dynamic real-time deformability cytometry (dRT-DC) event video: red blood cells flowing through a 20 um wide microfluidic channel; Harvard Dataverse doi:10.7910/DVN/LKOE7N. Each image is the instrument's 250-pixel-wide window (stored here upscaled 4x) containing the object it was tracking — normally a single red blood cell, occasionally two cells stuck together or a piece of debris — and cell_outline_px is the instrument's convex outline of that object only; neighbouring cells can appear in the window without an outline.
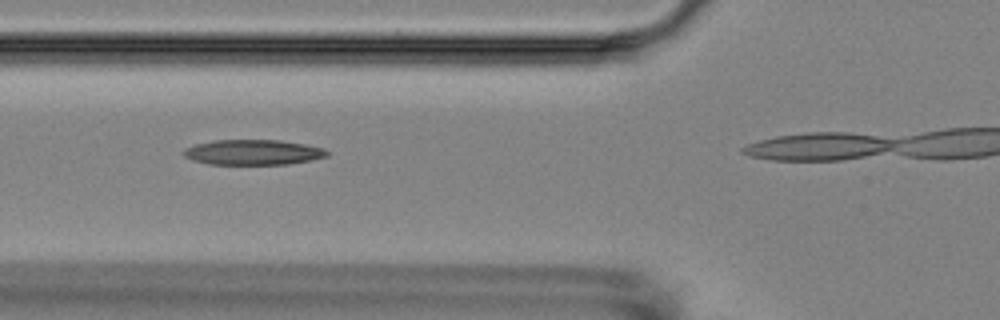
{"species": "Egyptian fruit bat (a non-hibernating species)", "species_latin": "Rousettus aegyptiacus", "temperature_condition": "room temperature", "stored_images_in_passage": 3, "camera_frame_rate_fps": 3000, "um_per_image_px": 0.085, "animal": {"sex": "female"}, "frame": {"image": 1, "passage_image": 2, "time_ms": 1.333, "image_size_px": [1000, 320], "cell_outline_px": [[328, 156], [312, 160], [288, 164], [208, 164], [192, 160], [184, 156], [180, 152], [184, 148], [196, 144], [212, 140], [280, 140], [304, 144], [324, 148], [328, 152]], "centroid_in_image_um": [21.48, 12.94], "position_along_channel_um": 104.3, "area_um2": 21.21}}